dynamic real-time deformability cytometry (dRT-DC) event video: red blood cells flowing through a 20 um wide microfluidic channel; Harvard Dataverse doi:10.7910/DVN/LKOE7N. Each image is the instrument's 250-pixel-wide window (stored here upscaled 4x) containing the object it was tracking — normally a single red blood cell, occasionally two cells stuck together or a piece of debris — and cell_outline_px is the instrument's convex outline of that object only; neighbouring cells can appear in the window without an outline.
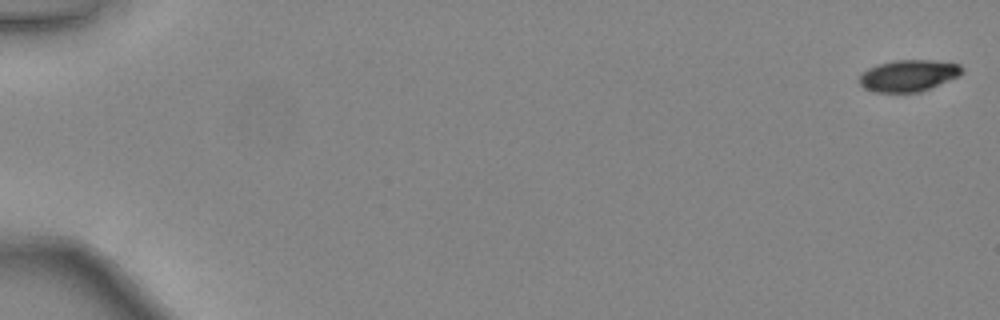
{"species": "common noctule bat (a hibernating species)", "species_latin": "Nyctalus noctula", "temperature_condition": "warm", "stored_images_in_passage": 28, "camera_frame_rate_fps": 3000, "um_per_image_px": 0.085, "animal": {"sex": "female", "body_mass_g": 24.6, "forearm_length_mm": 56.2}, "frame": {"image": 1, "passage_image": 1, "time_ms": 0.0, "image_size_px": [1000, 320], "cell_outline_px": [[964, 72], [948, 80], [920, 92], [876, 92], [864, 88], [860, 84], [860, 76], [868, 68], [880, 64], [896, 60], [932, 60], [960, 64], [964, 68]], "centroid_in_image_um": [77.23, 6.42], "position_along_channel_um": 7.8, "area_um2": 18.61}}
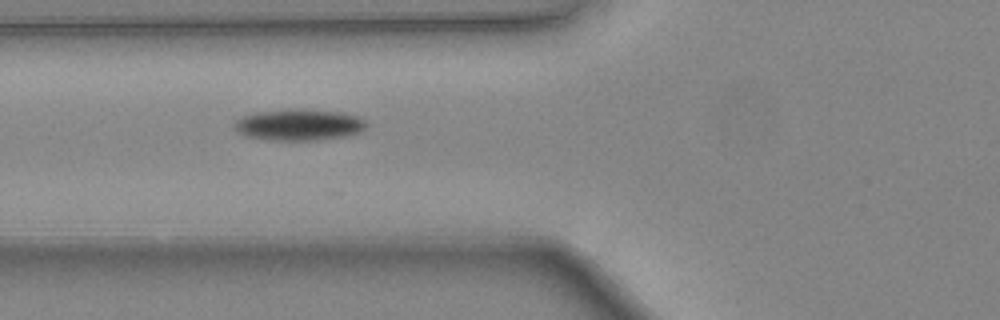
{"frame": {"image": 2, "passage_image": 20, "time_ms": 6.333, "image_size_px": [1000, 320], "cell_outline_px": [[368, 124], [364, 132], [348, 136], [324, 140], [268, 140], [244, 136], [236, 132], [232, 128], [232, 124], [240, 116], [256, 112], [292, 108], [340, 112], [360, 116]], "centroid_in_image_um": [25.41, 10.61], "position_along_channel_um": 100.4, "area_um2": 24.91}}
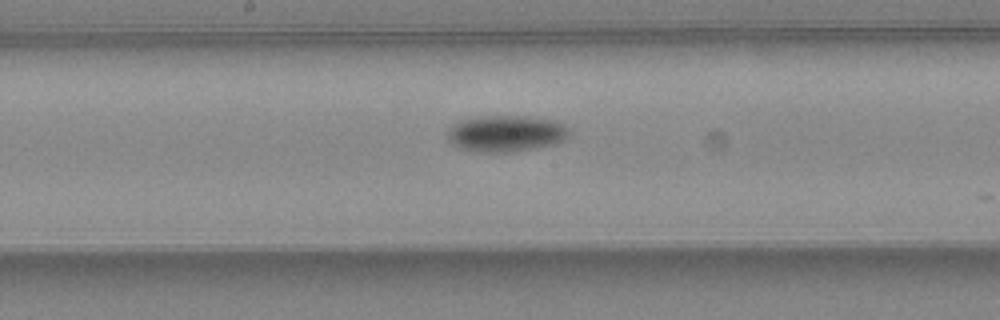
{"frame": {"image": 3, "passage_image": 27, "time_ms": 8.667, "image_size_px": [1000, 320], "cell_outline_px": [[572, 132], [564, 140], [552, 144], [536, 148], [512, 152], [476, 152], [460, 148], [452, 144], [448, 140], [444, 132], [452, 124], [460, 120], [488, 116], [528, 116], [556, 120]], "centroid_in_image_um": [42.97, 11.35], "position_along_channel_um": 205.2, "area_um2": 26.13}}